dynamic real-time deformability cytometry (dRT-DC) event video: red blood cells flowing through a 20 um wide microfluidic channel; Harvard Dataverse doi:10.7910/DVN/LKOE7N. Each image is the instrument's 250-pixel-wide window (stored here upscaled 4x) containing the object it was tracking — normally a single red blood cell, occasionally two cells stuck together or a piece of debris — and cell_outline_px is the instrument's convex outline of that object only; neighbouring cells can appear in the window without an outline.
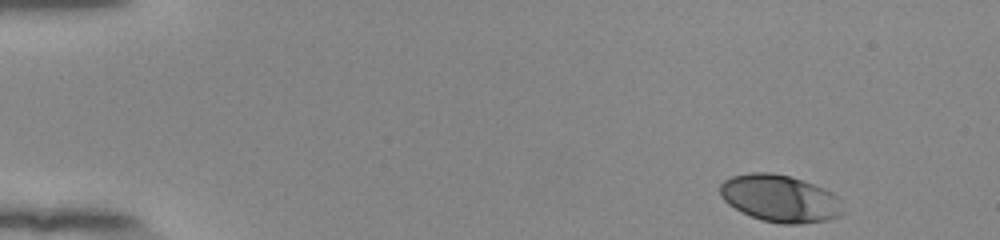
{"species": "human", "species_latin": "Homo sapiens", "temperature_condition": "room temperature", "stored_images_in_passage": 49, "camera_frame_rate_fps": 3000, "um_per_image_px": 0.085, "donor": {"sex": "female"}, "frame": {"image": 1, "passage_image": 1, "time_ms": 0.0, "image_size_px": [1000, 240], "cell_outline_px": [[844, 212], [840, 216], [828, 220], [800, 224], [780, 224], [760, 220], [740, 212], [728, 204], [720, 196], [720, 184], [724, 180], [732, 176], [752, 172], [772, 172], [788, 176], [824, 188], [832, 192], [836, 196]], "centroid_in_image_um": [66.27, 16.88], "position_along_channel_um": 18.7, "area_um2": 33.87}}
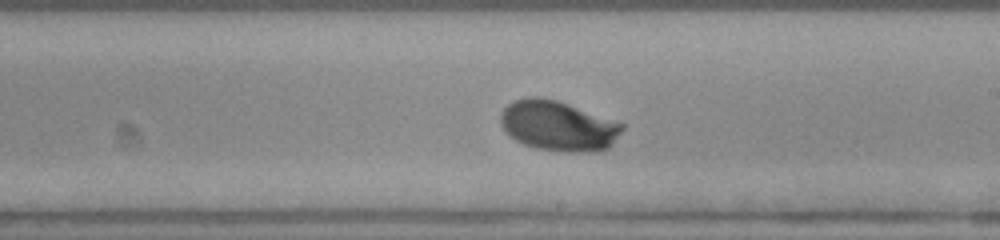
{"frame": {"image": 2, "passage_image": 28, "time_ms": 9.0, "image_size_px": [1000, 240], "cell_outline_px": [[624, 128], [612, 144], [608, 148], [596, 152], [564, 152], [536, 148], [524, 144], [516, 140], [500, 124], [500, 112], [508, 104], [516, 100], [528, 96], [540, 96], [556, 100], [568, 104], [624, 124]], "centroid_in_image_um": [47.44, 10.7], "position_along_channel_um": 241.6, "area_um2": 35.37}}
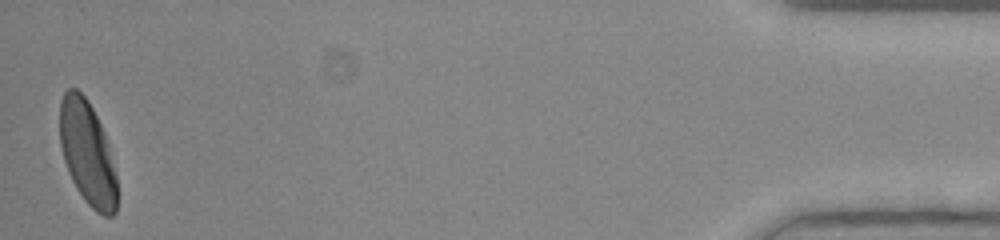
{"frame": {"image": 3, "passage_image": 49, "time_ms": 16.0, "image_size_px": [1000, 240], "cell_outline_px": [[116, 212], [112, 216], [104, 216], [96, 212], [84, 200], [76, 188], [68, 172], [64, 160], [60, 144], [60, 100], [64, 92], [68, 88], [76, 88], [88, 100], [104, 132], [108, 144], [116, 172]], "centroid_in_image_um": [7.42, 13.01], "position_along_channel_um": 427.8, "area_um2": 34.56}, "authors_computed_cell_mechanics": {"area_um2": 33.9286, "velocity_mm_per_s": 3.8405, "shape_relaxation_time_tau1_ms": 3.4646, "shape_relaxation_time_tau2_ms": null, "deformation_change_tau1": 0.1817, "deformation_change_tau2": null}}